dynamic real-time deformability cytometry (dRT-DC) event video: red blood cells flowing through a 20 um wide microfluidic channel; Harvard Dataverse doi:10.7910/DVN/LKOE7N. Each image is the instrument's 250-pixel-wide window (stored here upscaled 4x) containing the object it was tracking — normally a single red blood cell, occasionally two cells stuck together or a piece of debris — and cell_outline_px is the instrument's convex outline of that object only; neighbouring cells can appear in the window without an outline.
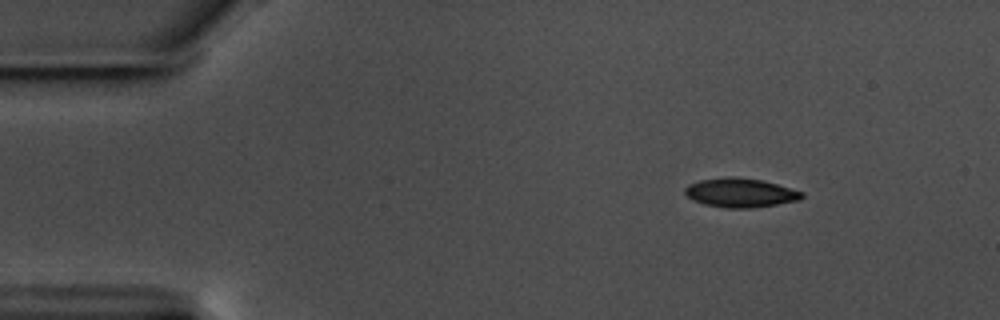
{"species": "common noctule bat (a hibernating species)", "species_latin": "Nyctalus noctula", "temperature_condition": "warm", "stored_images_in_passage": 50, "camera_frame_rate_fps": 3000, "um_per_image_px": 0.085, "animal": {"sex": "male", "body_mass_g": 17.5, "forearm_length_mm": 52.3}, "frame": {"image": 1, "passage_image": 1, "time_ms": 0.0, "image_size_px": [1000, 320], "cell_outline_px": [[804, 196], [800, 200], [752, 208], [728, 208], [704, 204], [692, 200], [684, 192], [684, 188], [688, 184], [700, 180], [724, 176], [736, 176], [764, 180], [804, 192]], "centroid_in_image_um": [62.93, 16.37], "position_along_channel_um": 22.1, "area_um2": 20.06}}
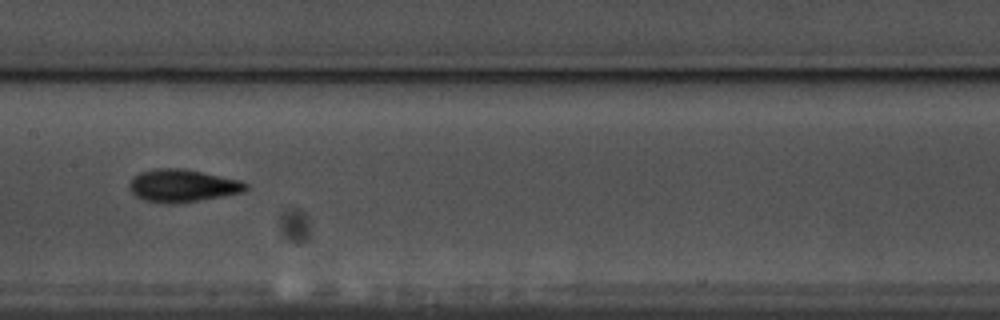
{"frame": {"image": 2, "passage_image": 22, "time_ms": 7.0, "image_size_px": [1000, 320], "cell_outline_px": [[248, 188], [244, 192], [196, 200], [168, 204], [144, 200], [136, 196], [128, 188], [128, 184], [140, 172], [156, 168], [180, 168], [240, 180], [248, 184]], "centroid_in_image_um": [15.49, 15.78], "position_along_channel_um": 191.9, "area_um2": 21.73}}
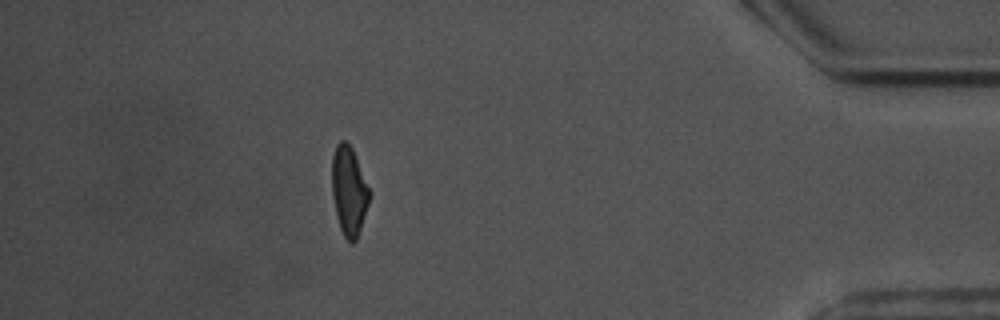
{"frame": {"image": 3, "passage_image": 44, "time_ms": 14.333, "image_size_px": [1000, 320], "cell_outline_px": [[368, 204], [356, 240], [352, 244], [344, 236], [340, 228], [336, 216], [332, 196], [332, 156], [336, 144], [340, 140], [344, 140], [352, 148], [368, 188]], "centroid_in_image_um": [29.62, 16.22], "position_along_channel_um": 405.6, "area_um2": 18.96}, "authors_computed_cell_mechanics": {"area_um2": 20.1144, "velocity_mm_per_s": 3.5827, "shape_relaxation_time_tau1_ms": 4.0384, "shape_relaxation_time_tau2_ms": 2.685, "deformation_change_tau1": 0.1332, "deformation_change_tau2": 0.0959}}